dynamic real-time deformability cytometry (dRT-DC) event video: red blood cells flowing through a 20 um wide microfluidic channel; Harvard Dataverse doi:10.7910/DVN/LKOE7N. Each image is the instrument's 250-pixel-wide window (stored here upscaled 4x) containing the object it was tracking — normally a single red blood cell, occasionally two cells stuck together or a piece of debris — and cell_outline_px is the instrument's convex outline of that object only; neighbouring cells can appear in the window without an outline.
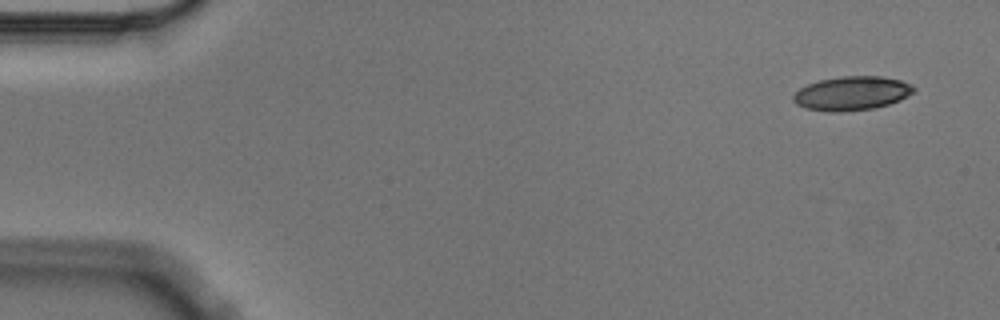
{"species": "Egyptian fruit bat (a non-hibernating species)", "species_latin": "Rousettus aegyptiacus", "temperature_condition": "cold", "stored_images_in_passage": 6, "camera_frame_rate_fps": 3000, "um_per_image_px": 0.085, "animal": {"sex": "male"}, "frame": {"image": 1, "passage_image": 1, "time_ms": 0.0, "image_size_px": [1000, 320], "cell_outline_px": [[916, 92], [900, 100], [888, 104], [872, 108], [836, 112], [828, 112], [804, 108], [796, 104], [792, 100], [792, 96], [800, 88], [808, 84], [820, 80], [840, 76], [880, 76], [900, 80], [912, 84], [916, 88]], "centroid_in_image_um": [72.41, 7.93], "position_along_channel_um": 12.6, "area_um2": 23.93}}
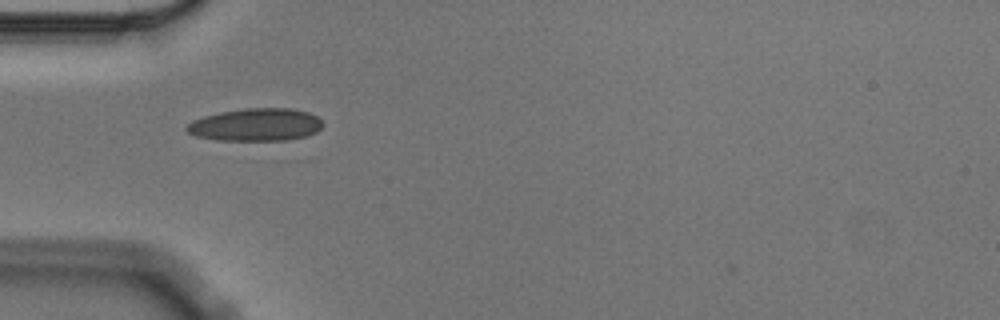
{"frame": {"image": 2, "passage_image": 5, "time_ms": 1.333, "image_size_px": [1000, 320], "cell_outline_px": [[324, 124], [316, 132], [304, 136], [288, 140], [216, 140], [196, 136], [188, 132], [184, 128], [192, 120], [204, 116], [220, 112], [244, 108], [292, 108], [308, 112], [316, 116]], "centroid_in_image_um": [21.73, 10.59], "position_along_channel_um": 63.3, "area_um2": 25.89}}
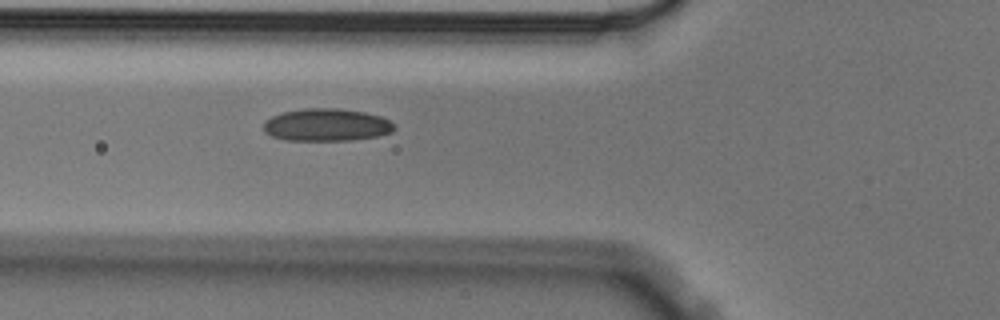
{"frame": {"image": 3, "passage_image": 6, "time_ms": 1.667, "image_size_px": [1000, 320], "cell_outline_px": [[396, 128], [392, 132], [376, 136], [352, 140], [284, 140], [272, 136], [264, 132], [264, 120], [272, 116], [284, 112], [304, 108], [336, 108], [364, 112], [380, 116], [396, 124]], "centroid_in_image_um": [27.76, 10.61], "position_along_channel_um": 98.0, "area_um2": 24.8}}